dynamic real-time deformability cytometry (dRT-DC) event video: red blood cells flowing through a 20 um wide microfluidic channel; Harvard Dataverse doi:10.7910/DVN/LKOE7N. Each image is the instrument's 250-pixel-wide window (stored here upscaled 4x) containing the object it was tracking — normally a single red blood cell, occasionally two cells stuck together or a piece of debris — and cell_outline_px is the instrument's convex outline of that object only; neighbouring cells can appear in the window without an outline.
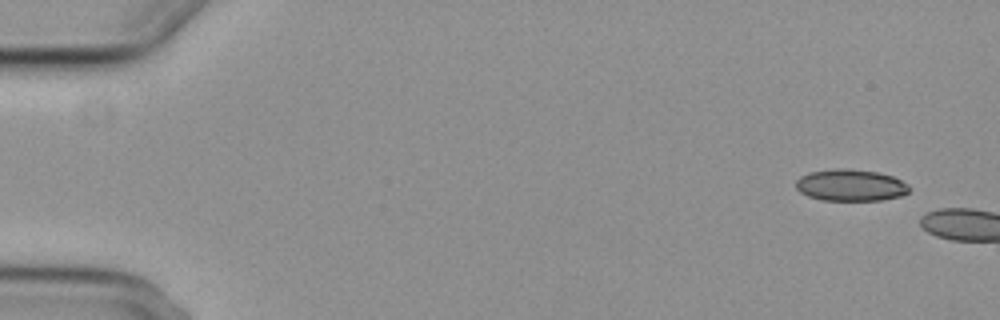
{"species": "common noctule bat (a hibernating species)", "species_latin": "Nyctalus noctula", "temperature_condition": "cold", "stored_images_in_passage": 2, "camera_frame_rate_fps": 3000, "um_per_image_px": 0.085, "animal": {"sex": "female", "body_mass_g": 29.2, "forearm_length_mm": 56.3}, "frame": {"image": 1, "passage_image": 1, "time_ms": 0.0, "image_size_px": [1000, 320], "cell_outline_px": [[908, 192], [900, 196], [880, 200], [820, 200], [808, 196], [800, 192], [796, 188], [796, 180], [800, 176], [808, 172], [840, 168], [844, 168], [876, 172], [892, 176], [908, 184]], "centroid_in_image_um": [72.26, 15.74], "position_along_channel_um": 12.7, "area_um2": 20.81}}